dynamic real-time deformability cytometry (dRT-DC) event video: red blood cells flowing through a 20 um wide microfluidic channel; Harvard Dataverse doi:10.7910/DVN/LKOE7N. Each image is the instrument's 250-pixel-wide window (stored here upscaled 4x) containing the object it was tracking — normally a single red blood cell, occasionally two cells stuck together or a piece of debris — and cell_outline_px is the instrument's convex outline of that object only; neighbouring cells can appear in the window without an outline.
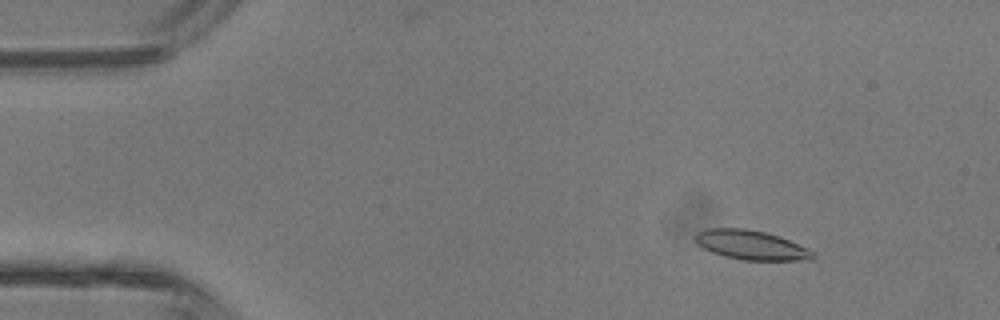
{"species": "common noctule bat (a hibernating species)", "species_latin": "Nyctalus noctula", "temperature_condition": "room temperature", "stored_images_in_passage": 43, "camera_frame_rate_fps": 3000, "um_per_image_px": 0.085, "animal": {"sex": "male", "body_mass_g": 13.3}, "frame": {"image": 1, "passage_image": 6, "time_ms": 1.667, "image_size_px": [1000, 320], "cell_outline_px": [[816, 260], [744, 260], [724, 256], [712, 252], [696, 244], [696, 232], [708, 228], [744, 228], [764, 232], [780, 236], [808, 248], [816, 252]], "centroid_in_image_um": [63.9, 20.83], "position_along_channel_um": 21.1, "area_um2": 20.29}}
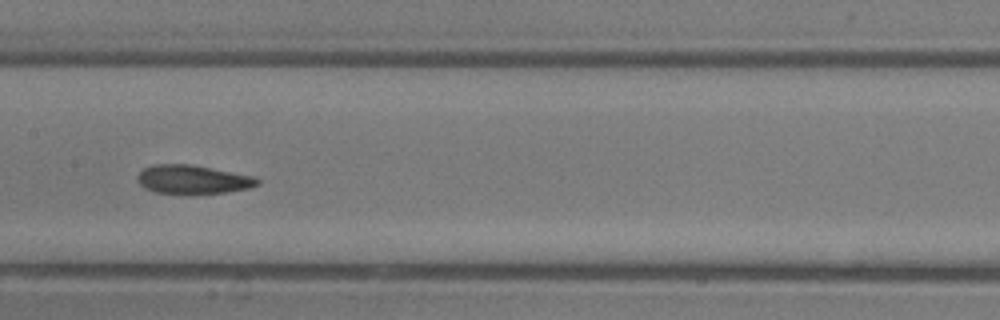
{"frame": {"image": 2, "passage_image": 22, "time_ms": 7.0, "image_size_px": [1000, 320], "cell_outline_px": [[260, 184], [248, 188], [228, 192], [156, 192], [144, 188], [136, 180], [136, 176], [144, 168], [152, 164], [192, 164], [256, 176], [260, 180]], "centroid_in_image_um": [16.41, 15.22], "position_along_channel_um": 191.0, "area_um2": 19.88}}
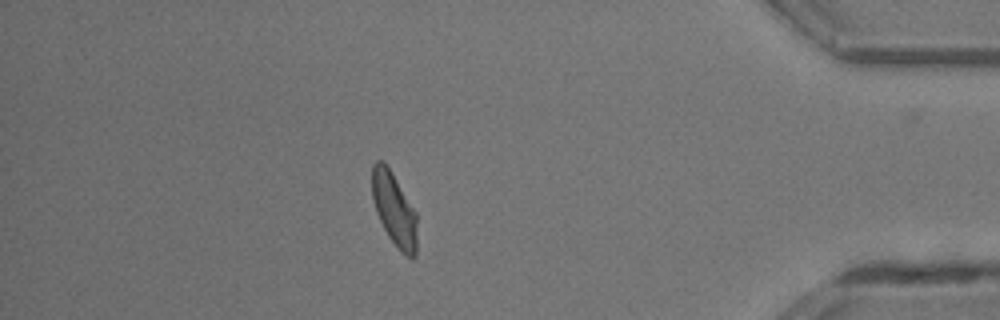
{"frame": {"image": 3, "passage_image": 38, "time_ms": 12.333, "image_size_px": [1000, 320], "cell_outline_px": [[416, 256], [412, 260], [404, 256], [400, 252], [388, 236], [376, 212], [372, 200], [372, 164], [376, 160], [384, 160], [416, 212]], "centroid_in_image_um": [33.5, 17.81], "position_along_channel_um": 401.7, "area_um2": 19.31}, "authors_computed_cell_mechanics": {"area_um2": 20.1722, "velocity_mm_per_s": 4.7917, "shape_relaxation_time_tau1_ms": null, "shape_relaxation_time_tau2_ms": 2.1201, "deformation_change_tau1": null, "deformation_change_tau2": 0.0885}}